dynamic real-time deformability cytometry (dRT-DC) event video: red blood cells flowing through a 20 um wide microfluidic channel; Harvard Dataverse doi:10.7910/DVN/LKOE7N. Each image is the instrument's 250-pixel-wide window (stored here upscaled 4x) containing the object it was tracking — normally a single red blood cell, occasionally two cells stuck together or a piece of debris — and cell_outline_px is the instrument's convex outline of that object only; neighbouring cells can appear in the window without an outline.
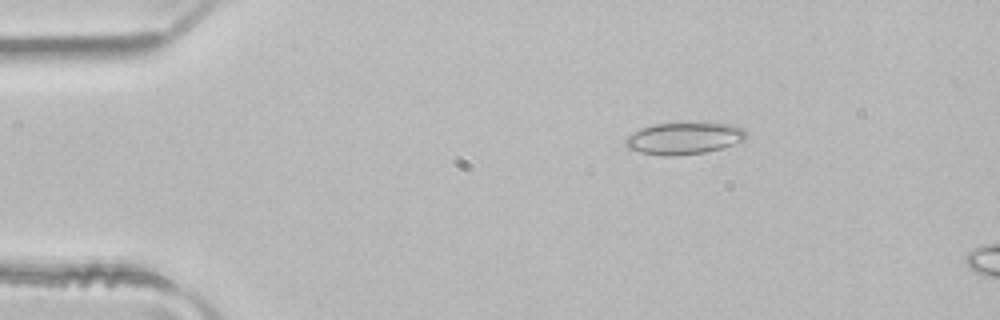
{"species": "common noctule bat (a hibernating species)", "species_latin": "Nyctalus noctula", "temperature_condition": "room temperature", "stored_images_in_passage": 4, "camera_frame_rate_fps": 3000, "um_per_image_px": 0.085, "animal": {"sex": "male", "body_mass_g": 21.5, "forearm_length_mm": 52.0}, "frame": {"image": 1, "passage_image": 2, "time_ms": 0.333, "image_size_px": [1000, 320], "cell_outline_px": [[748, 136], [744, 140], [720, 148], [704, 152], [672, 156], [664, 156], [640, 152], [628, 148], [624, 144], [624, 140], [628, 136], [640, 128], [656, 124], [700, 120], [732, 124], [744, 128], [748, 132]], "centroid_in_image_um": [58.19, 11.7], "position_along_channel_um": 26.8, "area_um2": 23.18}}